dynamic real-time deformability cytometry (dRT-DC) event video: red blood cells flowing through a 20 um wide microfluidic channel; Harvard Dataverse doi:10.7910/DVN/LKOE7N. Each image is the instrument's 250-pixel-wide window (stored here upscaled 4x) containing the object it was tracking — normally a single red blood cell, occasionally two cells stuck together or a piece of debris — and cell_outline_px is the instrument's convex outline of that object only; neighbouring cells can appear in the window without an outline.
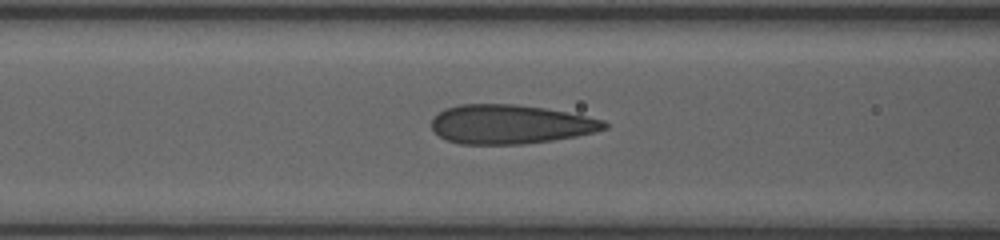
{"species": "human", "species_latin": "Homo sapiens", "temperature_condition": "room temperature", "stored_images_in_passage": 18, "camera_frame_rate_fps": 3000, "um_per_image_px": 0.085, "donor": {"sex": "female"}, "frame": {"image": 1, "passage_image": 4, "time_ms": 1.667, "image_size_px": [1000, 240], "cell_outline_px": [[608, 128], [576, 136], [552, 140], [524, 144], [460, 144], [448, 140], [440, 136], [432, 128], [432, 120], [444, 108], [460, 104], [512, 104], [544, 108], [604, 120], [608, 124]], "centroid_in_image_um": [43.36, 10.57], "position_along_channel_um": 123.2, "area_um2": 39.02}}
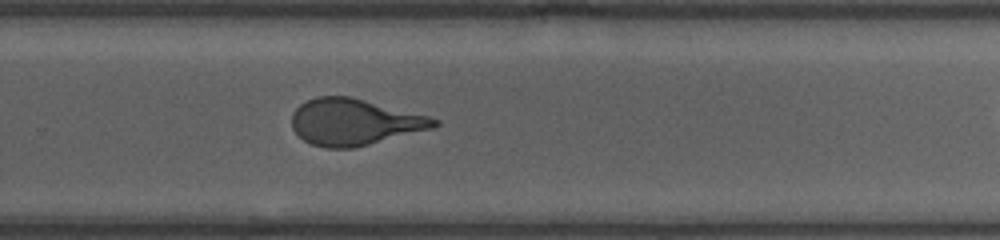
{"frame": {"image": 2, "passage_image": 12, "time_ms": 6.333, "image_size_px": [1000, 240], "cell_outline_px": [[440, 124], [432, 128], [352, 148], [328, 148], [312, 144], [304, 140], [292, 128], [292, 112], [300, 104], [316, 96], [352, 96], [428, 116], [440, 120]], "centroid_in_image_um": [30.1, 10.35], "position_along_channel_um": 299.7, "area_um2": 38.21}}
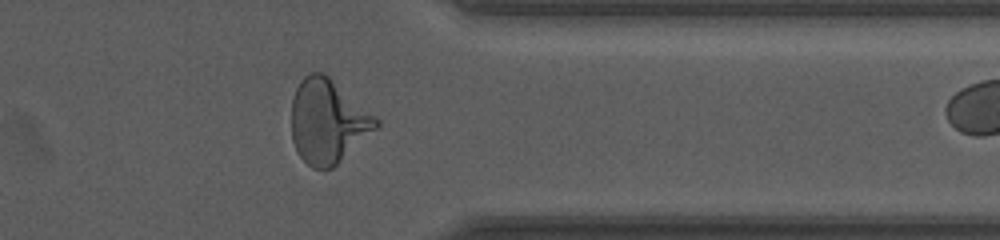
{"frame": {"image": 3, "passage_image": 17, "time_ms": 8.667, "image_size_px": [1000, 240], "cell_outline_px": [[380, 124], [376, 128], [332, 168], [312, 168], [300, 156], [292, 140], [292, 96], [300, 80], [308, 72], [324, 72], [376, 116], [380, 120]], "centroid_in_image_um": [27.84, 10.28], "position_along_channel_um": 383.6, "area_um2": 41.04}}